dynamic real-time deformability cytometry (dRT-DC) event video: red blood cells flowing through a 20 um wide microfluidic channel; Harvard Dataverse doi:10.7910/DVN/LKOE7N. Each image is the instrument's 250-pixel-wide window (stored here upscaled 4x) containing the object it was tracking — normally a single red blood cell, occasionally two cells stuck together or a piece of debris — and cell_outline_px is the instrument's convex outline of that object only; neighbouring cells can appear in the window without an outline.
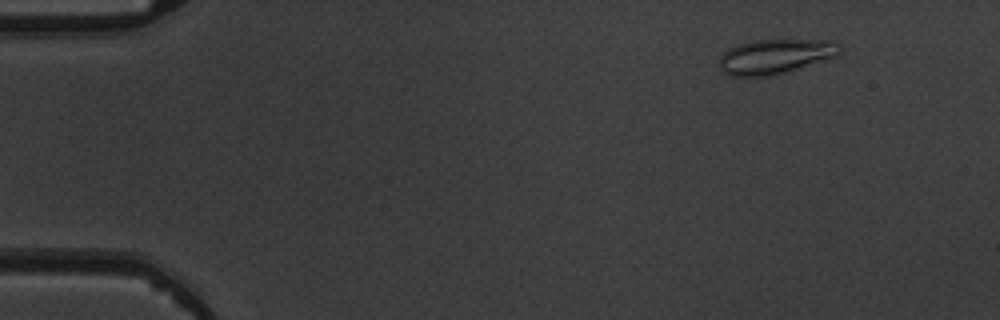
{"species": "common noctule bat (a hibernating species)", "species_latin": "Nyctalus noctula", "temperature_condition": "warm", "stored_images_in_passage": 5, "camera_frame_rate_fps": 3000, "um_per_image_px": 0.085, "animal": {"sex": "male", "body_mass_g": 19.5, "forearm_length_mm": 54.6}, "frame": {"image": 1, "passage_image": 2, "time_ms": 1.0, "image_size_px": [1000, 320], "cell_outline_px": [[840, 52], [836, 56], [784, 72], [768, 76], [728, 76], [720, 68], [720, 56], [728, 48], [736, 44], [752, 40], [836, 40], [840, 44]], "centroid_in_image_um": [65.87, 4.78], "position_along_channel_um": 19.1, "area_um2": 24.28}}
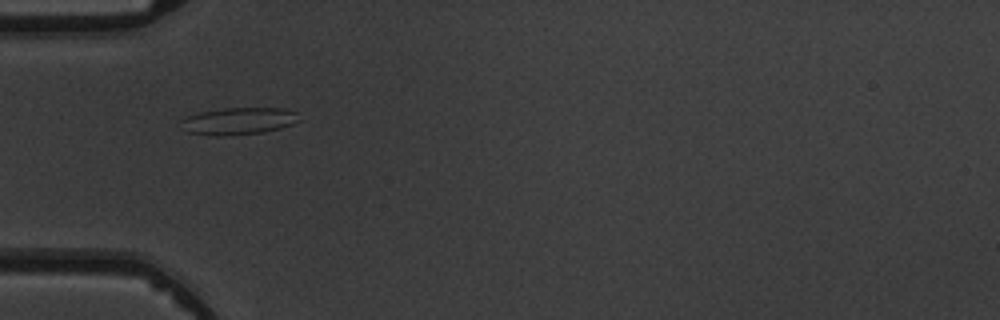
{"frame": {"image": 2, "passage_image": 5, "time_ms": 4.667, "image_size_px": [1000, 320], "cell_outline_px": [[300, 120], [292, 124], [280, 128], [260, 132], [232, 136], [216, 136], [188, 132], [180, 120], [188, 116], [200, 112], [224, 108], [284, 108], [296, 112]], "centroid_in_image_um": [20.3, 10.29], "position_along_channel_um": 64.7, "area_um2": 18.5}}